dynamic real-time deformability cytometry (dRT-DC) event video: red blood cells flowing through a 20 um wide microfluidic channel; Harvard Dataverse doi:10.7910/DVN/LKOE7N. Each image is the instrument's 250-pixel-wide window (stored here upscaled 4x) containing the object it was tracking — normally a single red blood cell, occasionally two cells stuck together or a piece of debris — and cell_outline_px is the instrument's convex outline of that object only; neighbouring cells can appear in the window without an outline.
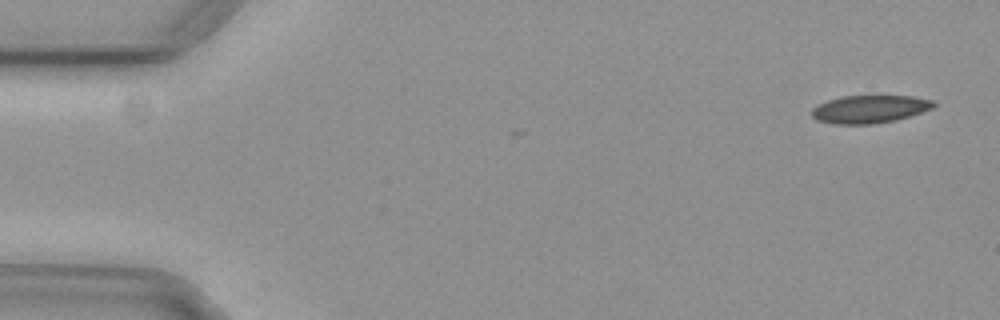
{"species": "common noctule bat (a hibernating species)", "species_latin": "Nyctalus noctula", "temperature_condition": "cold", "stored_images_in_passage": 6, "camera_frame_rate_fps": 3000, "um_per_image_px": 0.085, "animal": {"sex": "female", "body_mass_g": 29.2, "forearm_length_mm": 56.3}, "frame": {"image": 1, "passage_image": 1, "time_ms": 0.0, "image_size_px": [1000, 320], "cell_outline_px": [[936, 104], [932, 108], [896, 120], [872, 124], [836, 124], [816, 120], [812, 116], [812, 108], [816, 104], [840, 96], [912, 96], [932, 100]], "centroid_in_image_um": [73.87, 9.27], "position_along_channel_um": 11.1, "area_um2": 19.71}}
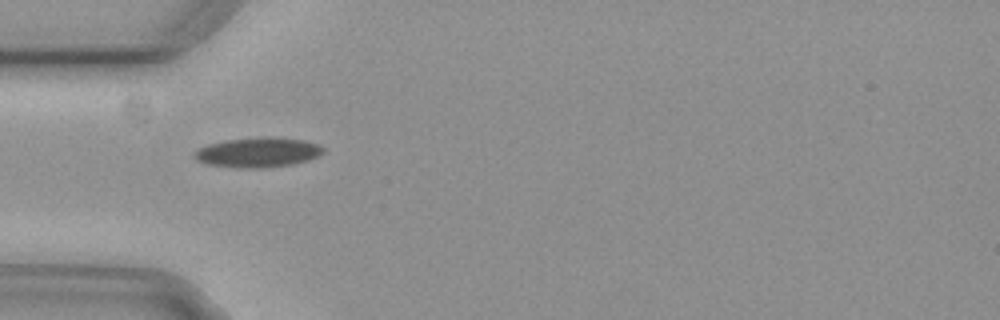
{"frame": {"image": 2, "passage_image": 5, "time_ms": 1.333, "image_size_px": [1000, 320], "cell_outline_px": [[324, 152], [320, 156], [308, 160], [292, 164], [260, 168], [240, 168], [208, 164], [196, 160], [192, 156], [192, 152], [196, 148], [208, 144], [224, 140], [260, 136], [276, 136], [304, 140], [320, 144], [324, 148]], "centroid_in_image_um": [21.91, 12.93], "position_along_channel_um": 63.1, "area_um2": 22.95}}
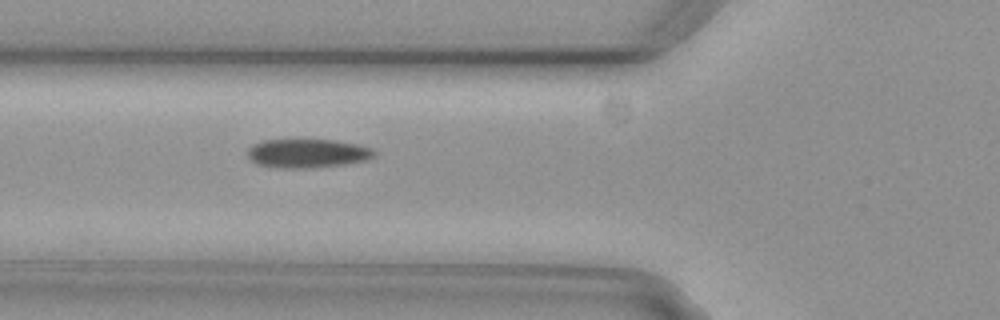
{"frame": {"image": 3, "passage_image": 6, "time_ms": 1.667, "image_size_px": [1000, 320], "cell_outline_px": [[376, 156], [364, 160], [344, 164], [312, 168], [280, 168], [256, 164], [248, 156], [248, 148], [252, 144], [264, 140], [336, 140], [356, 144], [372, 148], [376, 152]], "centroid_in_image_um": [26.13, 13.03], "position_along_channel_um": 99.7, "area_um2": 21.27}}